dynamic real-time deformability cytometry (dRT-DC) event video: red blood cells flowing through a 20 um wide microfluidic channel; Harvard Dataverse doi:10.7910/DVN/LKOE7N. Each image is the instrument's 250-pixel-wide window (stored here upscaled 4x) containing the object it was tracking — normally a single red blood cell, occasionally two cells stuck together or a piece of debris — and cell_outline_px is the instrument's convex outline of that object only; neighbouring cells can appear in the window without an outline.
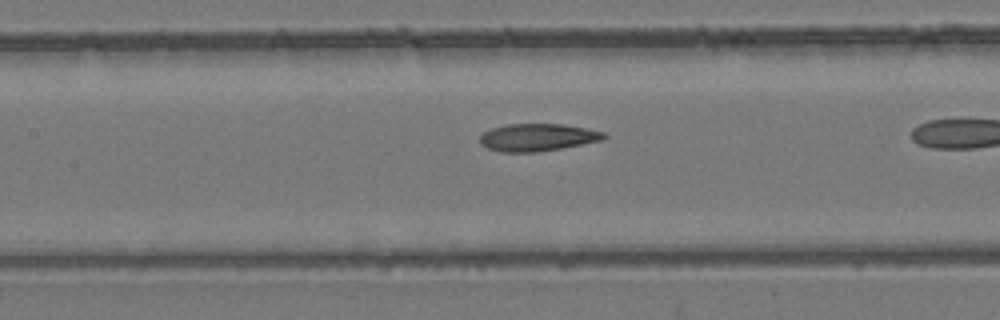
{"species": "common noctule bat (a hibernating species)", "species_latin": "Nyctalus noctula", "temperature_condition": "room temperature", "stored_images_in_passage": 38, "camera_frame_rate_fps": 3000, "um_per_image_px": 0.085, "animal": {"sex": "female", "body_mass_g": 24.6, "forearm_length_mm": 56.2}, "frame": {"image": 1, "passage_image": 22, "time_ms": 7.0, "image_size_px": [1000, 320], "cell_outline_px": [[608, 136], [604, 140], [560, 148], [536, 152], [500, 152], [488, 148], [480, 144], [480, 136], [484, 132], [492, 128], [508, 124], [564, 124], [604, 132]], "centroid_in_image_um": [45.69, 11.67], "position_along_channel_um": 161.7, "area_um2": 19.77}}